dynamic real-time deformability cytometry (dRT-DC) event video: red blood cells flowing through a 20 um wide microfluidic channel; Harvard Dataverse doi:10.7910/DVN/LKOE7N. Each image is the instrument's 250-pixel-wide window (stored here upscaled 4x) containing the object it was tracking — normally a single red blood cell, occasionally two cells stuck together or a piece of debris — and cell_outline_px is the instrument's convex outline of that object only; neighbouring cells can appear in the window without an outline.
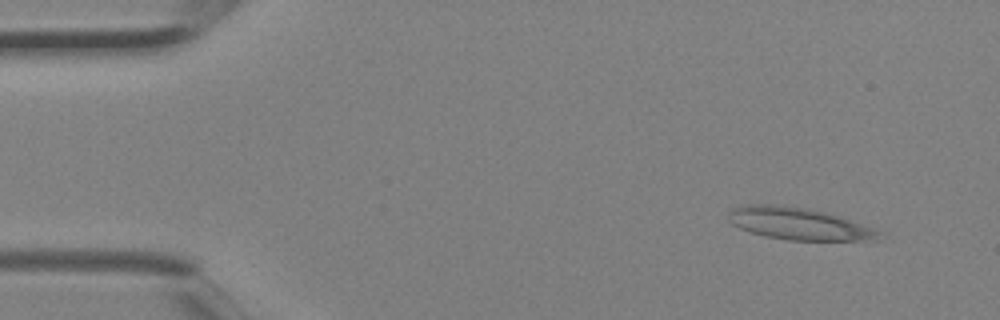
{"species": "Egyptian fruit bat (a non-hibernating species)", "species_latin": "Rousettus aegyptiacus", "temperature_condition": "room temperature", "stored_images_in_passage": 3, "camera_frame_rate_fps": 3000, "um_per_image_px": 0.085, "animal": {"sex": "female"}, "frame": {"image": 1, "passage_image": 1, "time_ms": 0.0, "image_size_px": [1000, 320], "cell_outline_px": [[884, 232], [860, 240], [788, 240], [764, 236], [740, 228], [732, 224], [728, 220], [728, 212], [732, 208], [740, 204], [776, 204], [808, 208], [828, 212]], "centroid_in_image_um": [67.75, 18.98], "position_along_channel_um": 17.3, "area_um2": 27.92}}